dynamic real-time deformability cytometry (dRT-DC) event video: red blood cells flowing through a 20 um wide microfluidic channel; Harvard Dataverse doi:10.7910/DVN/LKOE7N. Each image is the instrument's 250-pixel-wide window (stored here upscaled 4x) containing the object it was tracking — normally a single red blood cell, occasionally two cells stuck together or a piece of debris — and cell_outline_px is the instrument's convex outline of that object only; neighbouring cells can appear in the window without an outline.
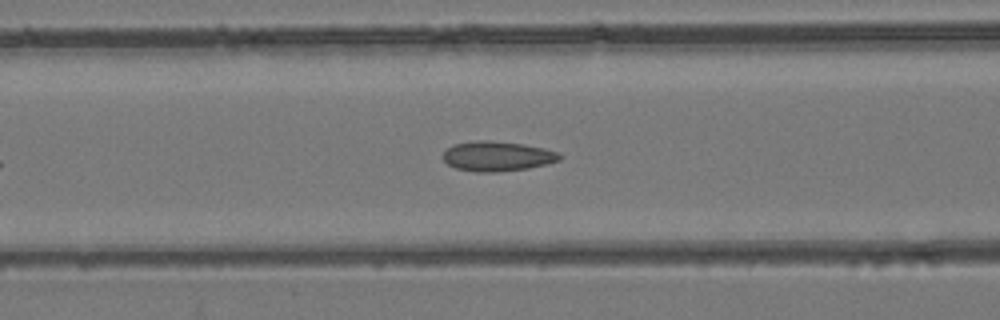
{"species": "common noctule bat (a hibernating species)", "species_latin": "Nyctalus noctula", "temperature_condition": "room temperature", "stored_images_in_passage": 37, "camera_frame_rate_fps": 3000, "um_per_image_px": 0.085, "animal": {"sex": "female", "body_mass_g": 24.6, "forearm_length_mm": 56.2}, "frame": {"image": 1, "passage_image": 11, "time_ms": 3.333, "image_size_px": [1000, 320], "cell_outline_px": [[560, 160], [528, 168], [496, 172], [476, 172], [456, 168], [448, 164], [444, 160], [444, 152], [452, 144], [476, 140], [488, 140], [524, 144], [544, 148], [556, 152], [560, 156]], "centroid_in_image_um": [42.23, 13.27], "position_along_channel_um": 124.4, "area_um2": 20.11}}
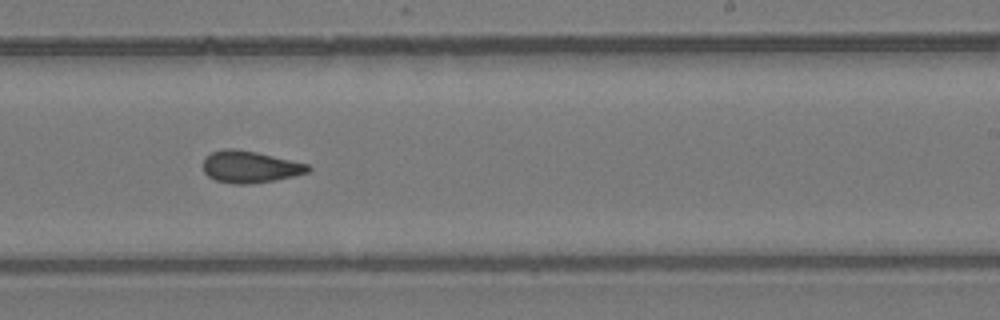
{"frame": {"image": 2, "passage_image": 21, "time_ms": 6.667, "image_size_px": [1000, 320], "cell_outline_px": [[312, 168], [308, 172], [292, 176], [272, 180], [248, 184], [232, 184], [216, 180], [208, 176], [204, 172], [204, 160], [212, 152], [224, 148], [232, 148], [256, 152], [308, 164]], "centroid_in_image_um": [21.23, 14.18], "position_along_channel_um": 267.8, "area_um2": 19.19}}
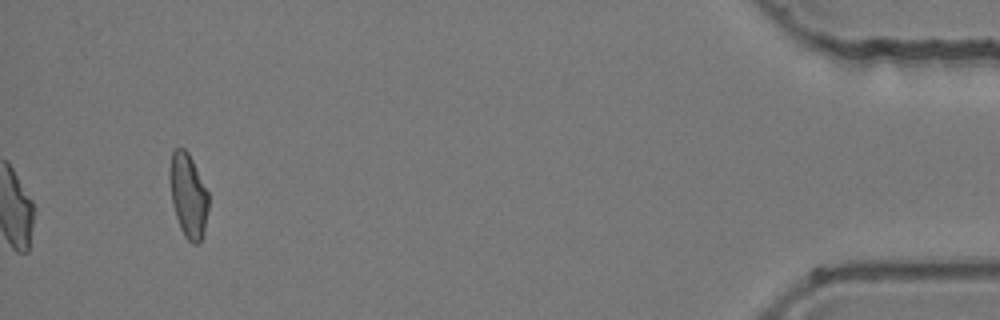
{"frame": {"image": 3, "passage_image": 37, "time_ms": 12.0, "image_size_px": [1000, 320], "cell_outline_px": [[208, 212], [204, 232], [200, 240], [196, 244], [192, 244], [184, 236], [180, 228], [172, 204], [168, 180], [168, 168], [172, 152], [176, 148], [184, 148], [188, 152], [208, 192]], "centroid_in_image_um": [15.97, 16.61], "position_along_channel_um": 419.2, "area_um2": 19.19}}